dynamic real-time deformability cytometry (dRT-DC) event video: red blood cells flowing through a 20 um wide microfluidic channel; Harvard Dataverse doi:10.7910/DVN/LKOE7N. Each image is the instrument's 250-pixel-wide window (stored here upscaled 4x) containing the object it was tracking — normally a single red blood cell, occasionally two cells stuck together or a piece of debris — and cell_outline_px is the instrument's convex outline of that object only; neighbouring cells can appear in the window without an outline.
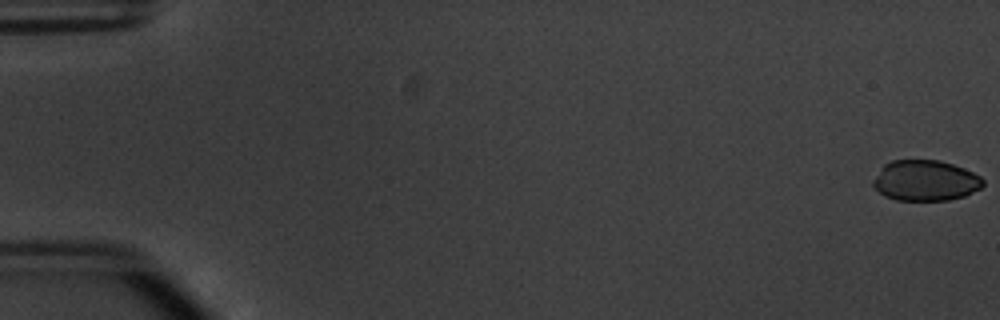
{"species": "common noctule bat (a hibernating species)", "species_latin": "Nyctalus noctula", "temperature_condition": "warm", "stored_images_in_passage": 54, "camera_frame_rate_fps": 3000, "um_per_image_px": 0.085, "animal": {"sex": "male", "body_mass_g": 20.1, "forearm_length_mm": 53.5}, "frame": {"image": 1, "passage_image": 1, "time_ms": 0.0, "image_size_px": [1000, 320], "cell_outline_px": [[984, 184], [980, 188], [964, 196], [948, 200], [896, 200], [884, 196], [872, 184], [872, 180], [880, 168], [884, 164], [892, 160], [940, 160], [964, 168], [980, 176], [984, 180]], "centroid_in_image_um": [78.64, 15.34], "position_along_channel_um": 6.4, "area_um2": 26.07}}
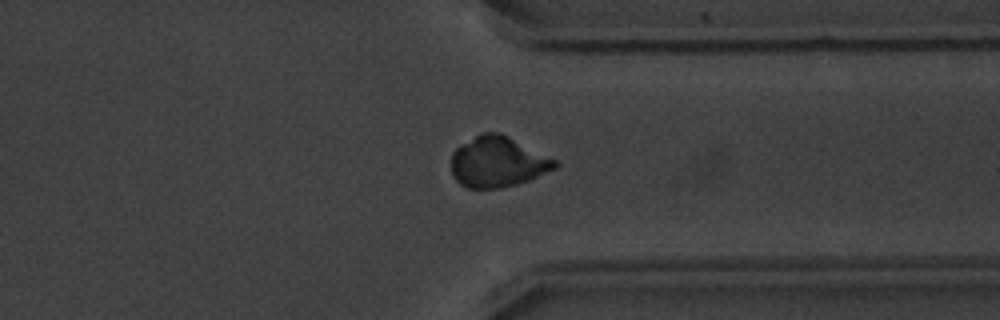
{"frame": {"image": 2, "passage_image": 42, "time_ms": 13.667, "image_size_px": [1000, 320], "cell_outline_px": [[560, 164], [556, 168], [528, 180], [516, 184], [500, 188], [468, 188], [460, 184], [452, 176], [452, 152], [460, 144], [480, 132], [500, 132], [556, 160]], "centroid_in_image_um": [42.28, 13.75], "position_along_channel_um": 369.1, "area_um2": 30.58}}
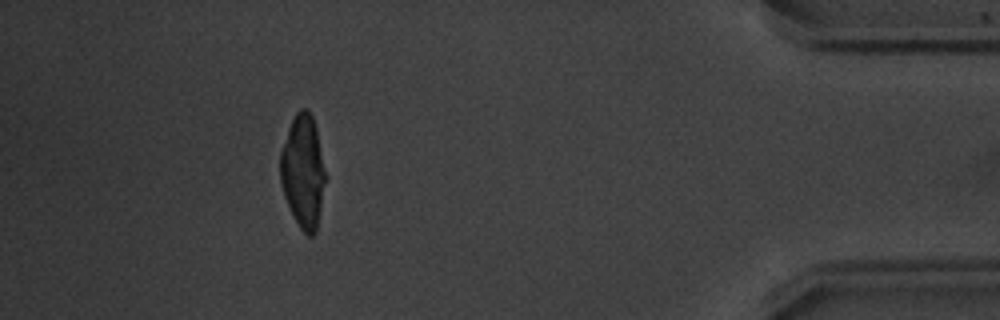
{"frame": {"image": 3, "passage_image": 49, "time_ms": 16.0, "image_size_px": [1000, 320], "cell_outline_px": [[328, 176], [316, 232], [312, 236], [308, 236], [300, 228], [284, 196], [280, 184], [280, 152], [288, 128], [296, 112], [300, 108], [308, 108], [312, 116], [316, 128]], "centroid_in_image_um": [25.79, 14.56], "position_along_channel_um": 409.4, "area_um2": 30.29}}